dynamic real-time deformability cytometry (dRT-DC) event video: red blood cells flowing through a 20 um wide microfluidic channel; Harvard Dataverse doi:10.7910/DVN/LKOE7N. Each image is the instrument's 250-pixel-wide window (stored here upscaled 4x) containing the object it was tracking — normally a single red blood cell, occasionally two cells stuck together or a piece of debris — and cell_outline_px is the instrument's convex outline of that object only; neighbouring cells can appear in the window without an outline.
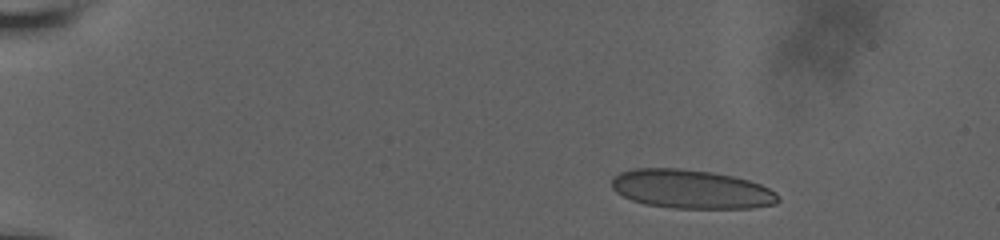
{"species": "human", "species_latin": "Homo sapiens", "temperature_condition": "room temperature", "stored_images_in_passage": 48, "camera_frame_rate_fps": 3000, "um_per_image_px": 0.085, "donor": {"sex": "male"}, "frame": {"image": 1, "passage_image": 1, "time_ms": 0.0, "image_size_px": [1000, 240], "cell_outline_px": [[780, 200], [776, 204], [752, 208], [672, 208], [644, 204], [632, 200], [616, 192], [612, 188], [612, 180], [620, 172], [632, 168], [680, 168], [712, 172], [732, 176], [748, 180], [760, 184], [776, 192]], "centroid_in_image_um": [58.75, 16.08], "position_along_channel_um": 26.2, "area_um2": 37.74}}
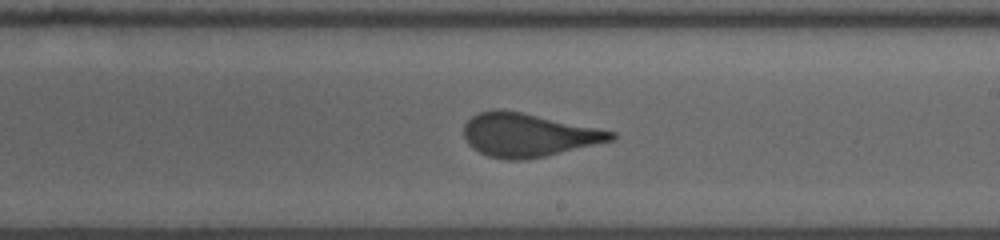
{"frame": {"image": 2, "passage_image": 27, "time_ms": 8.667, "image_size_px": [1000, 240], "cell_outline_px": [[616, 140], [544, 156], [524, 160], [508, 160], [488, 156], [472, 148], [468, 144], [464, 136], [464, 124], [472, 116], [480, 112], [496, 108], [520, 112], [616, 132]], "centroid_in_image_um": [44.88, 11.48], "position_along_channel_um": 244.1, "area_um2": 37.05}}
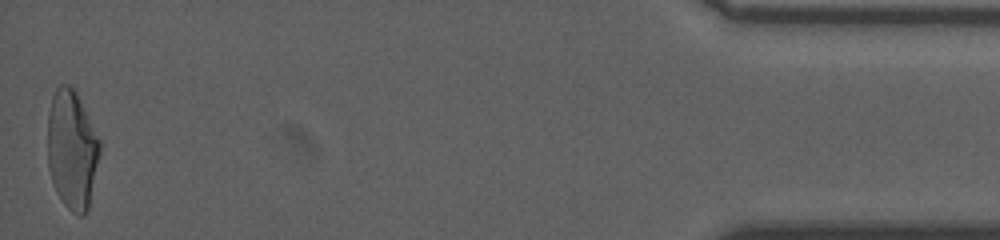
{"frame": {"image": 3, "passage_image": 48, "time_ms": 15.667, "image_size_px": [1000, 240], "cell_outline_px": [[100, 152], [88, 208], [84, 216], [80, 216], [72, 212], [64, 204], [56, 192], [48, 168], [48, 112], [52, 96], [56, 88], [60, 84], [68, 84], [76, 92], [100, 140]], "centroid_in_image_um": [6.1, 12.72], "position_along_channel_um": 429.1, "area_um2": 36.01}, "authors_computed_cell_mechanics": {"area_um2": 37.6567, "velocity_mm_per_s": 3.7996, "shape_relaxation_time_tau1_ms": 11.2363, "shape_relaxation_time_tau2_ms": null, "deformation_change_tau1": 0.2689, "deformation_change_tau2": null}}